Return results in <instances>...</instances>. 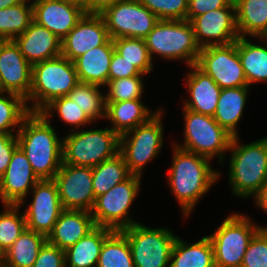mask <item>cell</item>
Returning <instances> with one entry per match:
<instances>
[{"label":"cell","instance_id":"41","mask_svg":"<svg viewBox=\"0 0 267 267\" xmlns=\"http://www.w3.org/2000/svg\"><path fill=\"white\" fill-rule=\"evenodd\" d=\"M159 20H186L188 0H140Z\"/></svg>","mask_w":267,"mask_h":267},{"label":"cell","instance_id":"45","mask_svg":"<svg viewBox=\"0 0 267 267\" xmlns=\"http://www.w3.org/2000/svg\"><path fill=\"white\" fill-rule=\"evenodd\" d=\"M223 7H236L234 0H188L186 20L191 21L195 16Z\"/></svg>","mask_w":267,"mask_h":267},{"label":"cell","instance_id":"10","mask_svg":"<svg viewBox=\"0 0 267 267\" xmlns=\"http://www.w3.org/2000/svg\"><path fill=\"white\" fill-rule=\"evenodd\" d=\"M147 123L119 137V153L131 174L142 177L144 166L154 159L163 145L162 108Z\"/></svg>","mask_w":267,"mask_h":267},{"label":"cell","instance_id":"8","mask_svg":"<svg viewBox=\"0 0 267 267\" xmlns=\"http://www.w3.org/2000/svg\"><path fill=\"white\" fill-rule=\"evenodd\" d=\"M250 219L233 213L208 236L214 249L215 267H241L249 242L263 227L254 225Z\"/></svg>","mask_w":267,"mask_h":267},{"label":"cell","instance_id":"17","mask_svg":"<svg viewBox=\"0 0 267 267\" xmlns=\"http://www.w3.org/2000/svg\"><path fill=\"white\" fill-rule=\"evenodd\" d=\"M0 83L5 93L29 97L32 65L25 59L14 40H0Z\"/></svg>","mask_w":267,"mask_h":267},{"label":"cell","instance_id":"38","mask_svg":"<svg viewBox=\"0 0 267 267\" xmlns=\"http://www.w3.org/2000/svg\"><path fill=\"white\" fill-rule=\"evenodd\" d=\"M20 204H4L0 213V249L4 253L27 228L24 213H19Z\"/></svg>","mask_w":267,"mask_h":267},{"label":"cell","instance_id":"5","mask_svg":"<svg viewBox=\"0 0 267 267\" xmlns=\"http://www.w3.org/2000/svg\"><path fill=\"white\" fill-rule=\"evenodd\" d=\"M144 41L152 61L153 55L159 54L165 60H182L191 66L201 50L188 20H159Z\"/></svg>","mask_w":267,"mask_h":267},{"label":"cell","instance_id":"19","mask_svg":"<svg viewBox=\"0 0 267 267\" xmlns=\"http://www.w3.org/2000/svg\"><path fill=\"white\" fill-rule=\"evenodd\" d=\"M110 36L101 15L85 14L61 40V55L73 62L94 47L104 45Z\"/></svg>","mask_w":267,"mask_h":267},{"label":"cell","instance_id":"43","mask_svg":"<svg viewBox=\"0 0 267 267\" xmlns=\"http://www.w3.org/2000/svg\"><path fill=\"white\" fill-rule=\"evenodd\" d=\"M33 267H65V252L48 241L41 247Z\"/></svg>","mask_w":267,"mask_h":267},{"label":"cell","instance_id":"31","mask_svg":"<svg viewBox=\"0 0 267 267\" xmlns=\"http://www.w3.org/2000/svg\"><path fill=\"white\" fill-rule=\"evenodd\" d=\"M47 237L25 229L15 242L3 253V264L7 267H33Z\"/></svg>","mask_w":267,"mask_h":267},{"label":"cell","instance_id":"20","mask_svg":"<svg viewBox=\"0 0 267 267\" xmlns=\"http://www.w3.org/2000/svg\"><path fill=\"white\" fill-rule=\"evenodd\" d=\"M39 180L26 154L17 147L12 153L5 173L0 178V200L3 204L24 205L29 190H32Z\"/></svg>","mask_w":267,"mask_h":267},{"label":"cell","instance_id":"12","mask_svg":"<svg viewBox=\"0 0 267 267\" xmlns=\"http://www.w3.org/2000/svg\"><path fill=\"white\" fill-rule=\"evenodd\" d=\"M111 39H144L159 21L140 0H122L100 14Z\"/></svg>","mask_w":267,"mask_h":267},{"label":"cell","instance_id":"7","mask_svg":"<svg viewBox=\"0 0 267 267\" xmlns=\"http://www.w3.org/2000/svg\"><path fill=\"white\" fill-rule=\"evenodd\" d=\"M185 127L184 142L173 145L206 157L210 160L214 156L219 158V163L224 162V154L229 151L233 136L223 129L213 116L193 112L183 107Z\"/></svg>","mask_w":267,"mask_h":267},{"label":"cell","instance_id":"27","mask_svg":"<svg viewBox=\"0 0 267 267\" xmlns=\"http://www.w3.org/2000/svg\"><path fill=\"white\" fill-rule=\"evenodd\" d=\"M251 87H234L221 90L214 120L233 137L239 136L237 125L245 109Z\"/></svg>","mask_w":267,"mask_h":267},{"label":"cell","instance_id":"50","mask_svg":"<svg viewBox=\"0 0 267 267\" xmlns=\"http://www.w3.org/2000/svg\"><path fill=\"white\" fill-rule=\"evenodd\" d=\"M65 1H71V2H74V3L81 5L83 7L86 5V2H87V0H65Z\"/></svg>","mask_w":267,"mask_h":267},{"label":"cell","instance_id":"44","mask_svg":"<svg viewBox=\"0 0 267 267\" xmlns=\"http://www.w3.org/2000/svg\"><path fill=\"white\" fill-rule=\"evenodd\" d=\"M136 66L125 60L119 53L115 50L110 62L108 81L120 78H128L134 76H143Z\"/></svg>","mask_w":267,"mask_h":267},{"label":"cell","instance_id":"29","mask_svg":"<svg viewBox=\"0 0 267 267\" xmlns=\"http://www.w3.org/2000/svg\"><path fill=\"white\" fill-rule=\"evenodd\" d=\"M239 37L267 35V0H234Z\"/></svg>","mask_w":267,"mask_h":267},{"label":"cell","instance_id":"46","mask_svg":"<svg viewBox=\"0 0 267 267\" xmlns=\"http://www.w3.org/2000/svg\"><path fill=\"white\" fill-rule=\"evenodd\" d=\"M18 147V140L16 133L3 134L0 133V178L5 173L12 153Z\"/></svg>","mask_w":267,"mask_h":267},{"label":"cell","instance_id":"18","mask_svg":"<svg viewBox=\"0 0 267 267\" xmlns=\"http://www.w3.org/2000/svg\"><path fill=\"white\" fill-rule=\"evenodd\" d=\"M33 21L61 40L86 14L84 7L65 0H33Z\"/></svg>","mask_w":267,"mask_h":267},{"label":"cell","instance_id":"1","mask_svg":"<svg viewBox=\"0 0 267 267\" xmlns=\"http://www.w3.org/2000/svg\"><path fill=\"white\" fill-rule=\"evenodd\" d=\"M41 112H30L16 131L18 147L40 179H54L63 162V139Z\"/></svg>","mask_w":267,"mask_h":267},{"label":"cell","instance_id":"30","mask_svg":"<svg viewBox=\"0 0 267 267\" xmlns=\"http://www.w3.org/2000/svg\"><path fill=\"white\" fill-rule=\"evenodd\" d=\"M257 39L263 42V46L252 43L246 36L237 39V51L249 87L267 81V40L264 37Z\"/></svg>","mask_w":267,"mask_h":267},{"label":"cell","instance_id":"37","mask_svg":"<svg viewBox=\"0 0 267 267\" xmlns=\"http://www.w3.org/2000/svg\"><path fill=\"white\" fill-rule=\"evenodd\" d=\"M115 51L132 63L145 75L153 71V61L148 53L144 39L140 38H116L112 39Z\"/></svg>","mask_w":267,"mask_h":267},{"label":"cell","instance_id":"24","mask_svg":"<svg viewBox=\"0 0 267 267\" xmlns=\"http://www.w3.org/2000/svg\"><path fill=\"white\" fill-rule=\"evenodd\" d=\"M114 44L110 38L104 45L94 47L73 61L79 82L106 87Z\"/></svg>","mask_w":267,"mask_h":267},{"label":"cell","instance_id":"4","mask_svg":"<svg viewBox=\"0 0 267 267\" xmlns=\"http://www.w3.org/2000/svg\"><path fill=\"white\" fill-rule=\"evenodd\" d=\"M79 83L73 62L60 55L32 65V86L26 103L30 112H41L54 99L68 94Z\"/></svg>","mask_w":267,"mask_h":267},{"label":"cell","instance_id":"34","mask_svg":"<svg viewBox=\"0 0 267 267\" xmlns=\"http://www.w3.org/2000/svg\"><path fill=\"white\" fill-rule=\"evenodd\" d=\"M96 267H134L130 245L121 231L104 241Z\"/></svg>","mask_w":267,"mask_h":267},{"label":"cell","instance_id":"51","mask_svg":"<svg viewBox=\"0 0 267 267\" xmlns=\"http://www.w3.org/2000/svg\"><path fill=\"white\" fill-rule=\"evenodd\" d=\"M0 265H3V252L0 249Z\"/></svg>","mask_w":267,"mask_h":267},{"label":"cell","instance_id":"6","mask_svg":"<svg viewBox=\"0 0 267 267\" xmlns=\"http://www.w3.org/2000/svg\"><path fill=\"white\" fill-rule=\"evenodd\" d=\"M63 139V163L94 167L119 153V136L109 127L69 131Z\"/></svg>","mask_w":267,"mask_h":267},{"label":"cell","instance_id":"15","mask_svg":"<svg viewBox=\"0 0 267 267\" xmlns=\"http://www.w3.org/2000/svg\"><path fill=\"white\" fill-rule=\"evenodd\" d=\"M31 192L33 200L24 212L27 229L48 237L64 210L57 185L53 179L39 180Z\"/></svg>","mask_w":267,"mask_h":267},{"label":"cell","instance_id":"21","mask_svg":"<svg viewBox=\"0 0 267 267\" xmlns=\"http://www.w3.org/2000/svg\"><path fill=\"white\" fill-rule=\"evenodd\" d=\"M14 41L31 65L61 55V39L35 21Z\"/></svg>","mask_w":267,"mask_h":267},{"label":"cell","instance_id":"42","mask_svg":"<svg viewBox=\"0 0 267 267\" xmlns=\"http://www.w3.org/2000/svg\"><path fill=\"white\" fill-rule=\"evenodd\" d=\"M241 267H267V227H262L251 239Z\"/></svg>","mask_w":267,"mask_h":267},{"label":"cell","instance_id":"36","mask_svg":"<svg viewBox=\"0 0 267 267\" xmlns=\"http://www.w3.org/2000/svg\"><path fill=\"white\" fill-rule=\"evenodd\" d=\"M29 113V106L23 97L13 93L0 94V133L13 134Z\"/></svg>","mask_w":267,"mask_h":267},{"label":"cell","instance_id":"16","mask_svg":"<svg viewBox=\"0 0 267 267\" xmlns=\"http://www.w3.org/2000/svg\"><path fill=\"white\" fill-rule=\"evenodd\" d=\"M200 48L229 45L238 38L236 7H223L195 16L191 21Z\"/></svg>","mask_w":267,"mask_h":267},{"label":"cell","instance_id":"48","mask_svg":"<svg viewBox=\"0 0 267 267\" xmlns=\"http://www.w3.org/2000/svg\"><path fill=\"white\" fill-rule=\"evenodd\" d=\"M253 197L255 198L256 206L264 210L267 214V180Z\"/></svg>","mask_w":267,"mask_h":267},{"label":"cell","instance_id":"28","mask_svg":"<svg viewBox=\"0 0 267 267\" xmlns=\"http://www.w3.org/2000/svg\"><path fill=\"white\" fill-rule=\"evenodd\" d=\"M169 267H215L214 249L208 236L186 243L177 236L172 247Z\"/></svg>","mask_w":267,"mask_h":267},{"label":"cell","instance_id":"13","mask_svg":"<svg viewBox=\"0 0 267 267\" xmlns=\"http://www.w3.org/2000/svg\"><path fill=\"white\" fill-rule=\"evenodd\" d=\"M221 88L249 87L237 51V40L229 45L207 46L195 64Z\"/></svg>","mask_w":267,"mask_h":267},{"label":"cell","instance_id":"9","mask_svg":"<svg viewBox=\"0 0 267 267\" xmlns=\"http://www.w3.org/2000/svg\"><path fill=\"white\" fill-rule=\"evenodd\" d=\"M141 178L131 174L108 192L96 197L91 210L95 226L121 231L137 223L129 218V210L139 194Z\"/></svg>","mask_w":267,"mask_h":267},{"label":"cell","instance_id":"33","mask_svg":"<svg viewBox=\"0 0 267 267\" xmlns=\"http://www.w3.org/2000/svg\"><path fill=\"white\" fill-rule=\"evenodd\" d=\"M33 21V6L24 0L8 8L0 9V40H14Z\"/></svg>","mask_w":267,"mask_h":267},{"label":"cell","instance_id":"32","mask_svg":"<svg viewBox=\"0 0 267 267\" xmlns=\"http://www.w3.org/2000/svg\"><path fill=\"white\" fill-rule=\"evenodd\" d=\"M130 175L131 173L120 153L92 167V186L95 198L108 192L115 185L126 180Z\"/></svg>","mask_w":267,"mask_h":267},{"label":"cell","instance_id":"47","mask_svg":"<svg viewBox=\"0 0 267 267\" xmlns=\"http://www.w3.org/2000/svg\"><path fill=\"white\" fill-rule=\"evenodd\" d=\"M122 0H87L84 10L86 14H102L107 8Z\"/></svg>","mask_w":267,"mask_h":267},{"label":"cell","instance_id":"14","mask_svg":"<svg viewBox=\"0 0 267 267\" xmlns=\"http://www.w3.org/2000/svg\"><path fill=\"white\" fill-rule=\"evenodd\" d=\"M53 180L64 210H92L96 199L92 186V167L62 162Z\"/></svg>","mask_w":267,"mask_h":267},{"label":"cell","instance_id":"52","mask_svg":"<svg viewBox=\"0 0 267 267\" xmlns=\"http://www.w3.org/2000/svg\"><path fill=\"white\" fill-rule=\"evenodd\" d=\"M3 93H5V92L3 91V88H2L1 83H0V94H3Z\"/></svg>","mask_w":267,"mask_h":267},{"label":"cell","instance_id":"35","mask_svg":"<svg viewBox=\"0 0 267 267\" xmlns=\"http://www.w3.org/2000/svg\"><path fill=\"white\" fill-rule=\"evenodd\" d=\"M100 87L94 84L79 82L68 94V97L75 102L79 108L94 122L98 118H105V94H102Z\"/></svg>","mask_w":267,"mask_h":267},{"label":"cell","instance_id":"2","mask_svg":"<svg viewBox=\"0 0 267 267\" xmlns=\"http://www.w3.org/2000/svg\"><path fill=\"white\" fill-rule=\"evenodd\" d=\"M173 146L168 184L180 204L184 218H187L201 197L220 178V172L213 169L210 159Z\"/></svg>","mask_w":267,"mask_h":267},{"label":"cell","instance_id":"3","mask_svg":"<svg viewBox=\"0 0 267 267\" xmlns=\"http://www.w3.org/2000/svg\"><path fill=\"white\" fill-rule=\"evenodd\" d=\"M239 136L233 137L228 180L236 197L254 196L267 180V137L249 144H240Z\"/></svg>","mask_w":267,"mask_h":267},{"label":"cell","instance_id":"26","mask_svg":"<svg viewBox=\"0 0 267 267\" xmlns=\"http://www.w3.org/2000/svg\"><path fill=\"white\" fill-rule=\"evenodd\" d=\"M112 229L95 226L73 246L64 250L65 267H96L104 241Z\"/></svg>","mask_w":267,"mask_h":267},{"label":"cell","instance_id":"23","mask_svg":"<svg viewBox=\"0 0 267 267\" xmlns=\"http://www.w3.org/2000/svg\"><path fill=\"white\" fill-rule=\"evenodd\" d=\"M95 227L91 211L63 210L47 241L61 250L73 246Z\"/></svg>","mask_w":267,"mask_h":267},{"label":"cell","instance_id":"40","mask_svg":"<svg viewBox=\"0 0 267 267\" xmlns=\"http://www.w3.org/2000/svg\"><path fill=\"white\" fill-rule=\"evenodd\" d=\"M143 77L134 76L109 80L106 85L108 92L105 94V103L141 100L144 92Z\"/></svg>","mask_w":267,"mask_h":267},{"label":"cell","instance_id":"11","mask_svg":"<svg viewBox=\"0 0 267 267\" xmlns=\"http://www.w3.org/2000/svg\"><path fill=\"white\" fill-rule=\"evenodd\" d=\"M131 248L134 267H169L172 247L177 238L167 228H149L135 223L122 229Z\"/></svg>","mask_w":267,"mask_h":267},{"label":"cell","instance_id":"39","mask_svg":"<svg viewBox=\"0 0 267 267\" xmlns=\"http://www.w3.org/2000/svg\"><path fill=\"white\" fill-rule=\"evenodd\" d=\"M57 111L60 119L69 125H72L71 131H76L81 126H87L93 121L73 102L68 96L54 99L49 103L41 113L49 119L52 118V112ZM75 127L73 128V126Z\"/></svg>","mask_w":267,"mask_h":267},{"label":"cell","instance_id":"22","mask_svg":"<svg viewBox=\"0 0 267 267\" xmlns=\"http://www.w3.org/2000/svg\"><path fill=\"white\" fill-rule=\"evenodd\" d=\"M187 67L193 70L187 73L186 83L190 99L183 102V107L196 113L214 116L222 89L196 65Z\"/></svg>","mask_w":267,"mask_h":267},{"label":"cell","instance_id":"49","mask_svg":"<svg viewBox=\"0 0 267 267\" xmlns=\"http://www.w3.org/2000/svg\"><path fill=\"white\" fill-rule=\"evenodd\" d=\"M23 1L24 0H0V9L11 7Z\"/></svg>","mask_w":267,"mask_h":267},{"label":"cell","instance_id":"25","mask_svg":"<svg viewBox=\"0 0 267 267\" xmlns=\"http://www.w3.org/2000/svg\"><path fill=\"white\" fill-rule=\"evenodd\" d=\"M105 118L112 123L111 129L120 137L139 125L147 123L158 113L150 111L141 100L105 103Z\"/></svg>","mask_w":267,"mask_h":267}]
</instances>
